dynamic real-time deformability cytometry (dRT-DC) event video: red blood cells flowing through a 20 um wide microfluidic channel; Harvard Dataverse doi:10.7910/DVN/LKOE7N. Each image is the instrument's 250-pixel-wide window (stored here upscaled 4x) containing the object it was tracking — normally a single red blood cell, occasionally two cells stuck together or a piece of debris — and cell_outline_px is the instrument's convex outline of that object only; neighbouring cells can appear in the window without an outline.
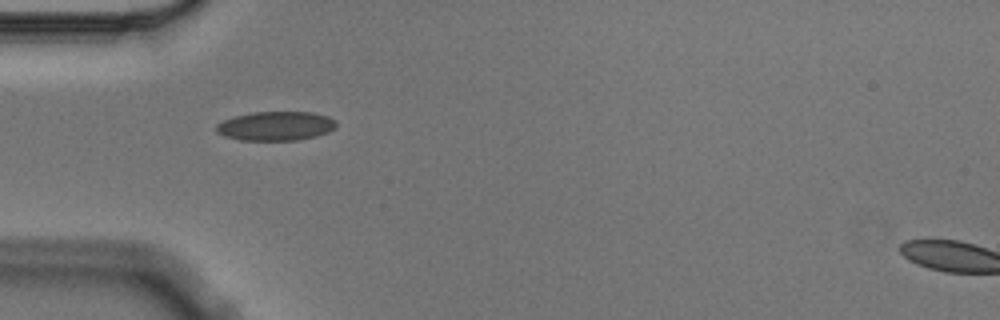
{"species": "Egyptian fruit bat (a non-hibernating species)", "species_latin": "Rousettus aegyptiacus", "temperature_condition": "cold", "stored_images_in_passage": 3, "camera_frame_rate_fps": 3000, "um_per_image_px": 0.085, "animal": {"sex": "male"}, "frame": {"image": 1, "passage_image": 1, "time_ms": 0.0, "image_size_px": [1000, 320], "cell_outline_px": [[336, 128], [328, 132], [316, 136], [300, 140], [240, 140], [224, 136], [216, 132], [216, 124], [224, 120], [236, 116], [252, 112], [312, 112], [328, 116], [336, 120]], "centroid_in_image_um": [23.46, 10.71], "position_along_channel_um": 61.5, "area_um2": 20.46}}
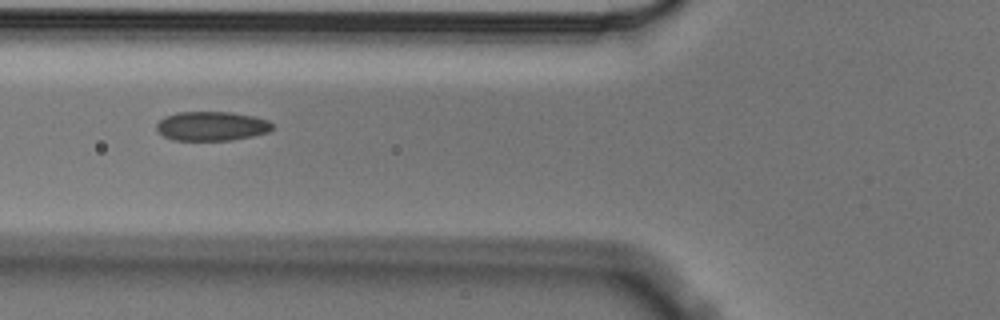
{"frame": {"image": 2, "passage_image": 2, "time_ms": 0.333, "image_size_px": [1000, 320], "cell_outline_px": [[272, 128], [268, 132], [252, 136], [232, 140], [172, 140], [164, 136], [156, 128], [156, 124], [164, 116], [176, 112], [232, 112], [252, 116], [268, 120], [272, 124]], "centroid_in_image_um": [17.97, 10.71], "position_along_channel_um": 107.8, "area_um2": 19.71}}
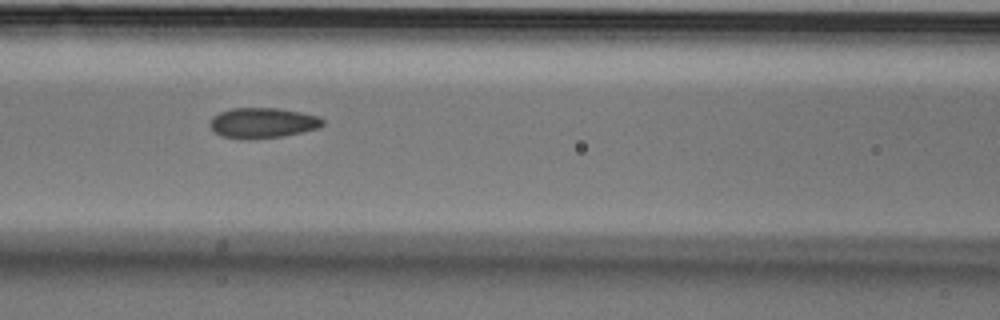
{"frame": {"image": 3, "passage_image": 3, "time_ms": 0.667, "image_size_px": [1000, 320], "cell_outline_px": [[324, 124], [320, 128], [284, 136], [248, 140], [240, 140], [220, 136], [208, 124], [212, 116], [220, 112], [232, 108], [276, 108], [300, 112], [320, 116], [324, 120]], "centroid_in_image_um": [22.32, 10.46], "position_along_channel_um": 144.3, "area_um2": 20.29}}